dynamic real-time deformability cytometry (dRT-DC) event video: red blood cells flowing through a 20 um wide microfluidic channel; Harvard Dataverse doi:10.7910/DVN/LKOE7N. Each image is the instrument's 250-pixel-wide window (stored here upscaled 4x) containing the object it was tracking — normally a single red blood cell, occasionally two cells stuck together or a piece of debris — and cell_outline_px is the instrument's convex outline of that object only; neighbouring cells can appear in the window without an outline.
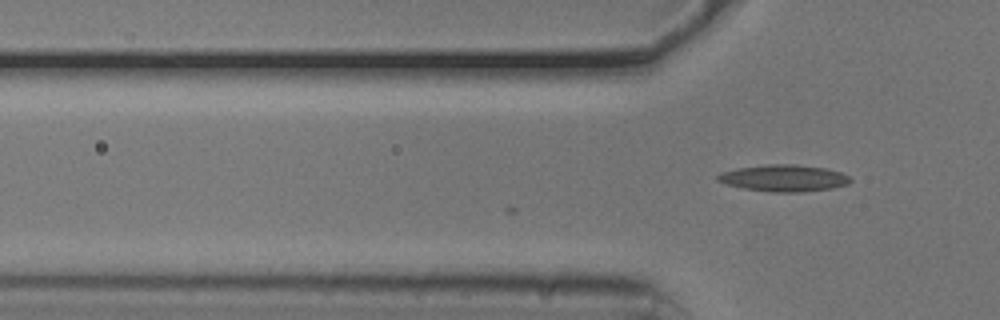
{"species": "common noctule bat (a hibernating species)", "species_latin": "Nyctalus noctula", "temperature_condition": "cold", "stored_images_in_passage": 4, "camera_frame_rate_fps": 3000, "um_per_image_px": 0.085, "animal": {"sex": "male", "body_mass_g": 20.5, "forearm_length_mm": 52.5}, "frame": {"image": 1, "passage_image": 4, "time_ms": 1.0, "image_size_px": [1000, 320], "cell_outline_px": [[852, 180], [848, 184], [832, 188], [800, 192], [772, 192], [744, 188], [728, 184], [716, 180], [716, 176], [720, 172], [740, 168], [768, 164], [796, 164], [824, 168], [840, 172], [848, 176]], "centroid_in_image_um": [66.63, 15.14], "position_along_channel_um": 59.2, "area_um2": 20.46}}